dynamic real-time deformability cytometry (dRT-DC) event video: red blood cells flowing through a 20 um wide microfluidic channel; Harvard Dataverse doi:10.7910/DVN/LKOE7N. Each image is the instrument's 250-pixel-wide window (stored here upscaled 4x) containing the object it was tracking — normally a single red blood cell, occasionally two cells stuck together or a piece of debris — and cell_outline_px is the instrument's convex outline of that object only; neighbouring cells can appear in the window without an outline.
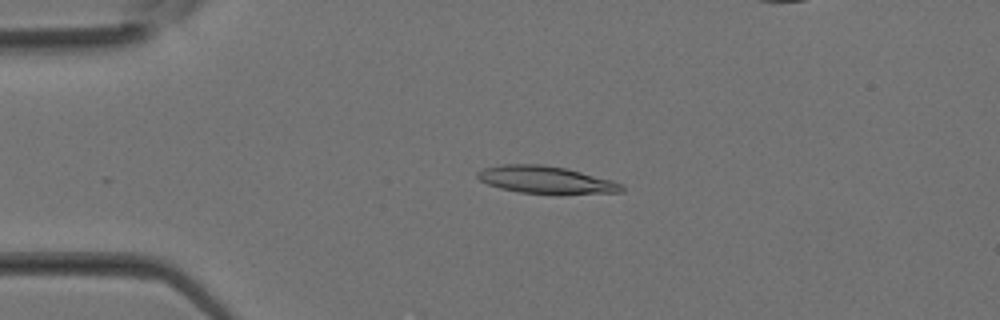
{"species": "Egyptian fruit bat (a non-hibernating species)", "species_latin": "Rousettus aegyptiacus", "temperature_condition": "room temperature", "stored_images_in_passage": 26, "camera_frame_rate_fps": 3000, "um_per_image_px": 0.085, "animal": {"sex": "female"}, "frame": {"image": 1, "passage_image": 7, "time_ms": 2.0, "image_size_px": [1000, 320], "cell_outline_px": [[624, 192], [520, 192], [500, 188], [488, 184], [480, 180], [476, 176], [476, 172], [484, 168], [504, 164], [540, 164], [564, 168], [612, 180], [624, 184]], "centroid_in_image_um": [46.34, 15.25], "position_along_channel_um": 38.7, "area_um2": 22.14}}
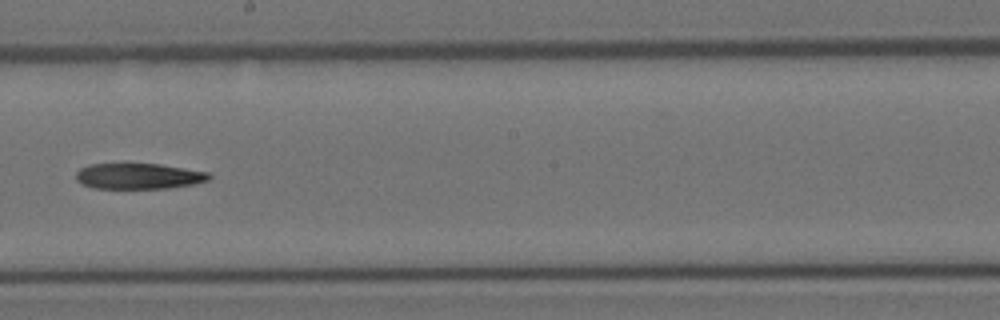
{"frame": {"image": 2, "passage_image": 18, "time_ms": 5.667, "image_size_px": [1000, 320], "cell_outline_px": [[212, 176], [208, 180], [192, 184], [168, 188], [92, 188], [80, 184], [76, 180], [76, 172], [80, 168], [88, 164], [160, 164], [208, 172]], "centroid_in_image_um": [11.74, 14.97], "position_along_channel_um": 236.5, "area_um2": 19.94}}
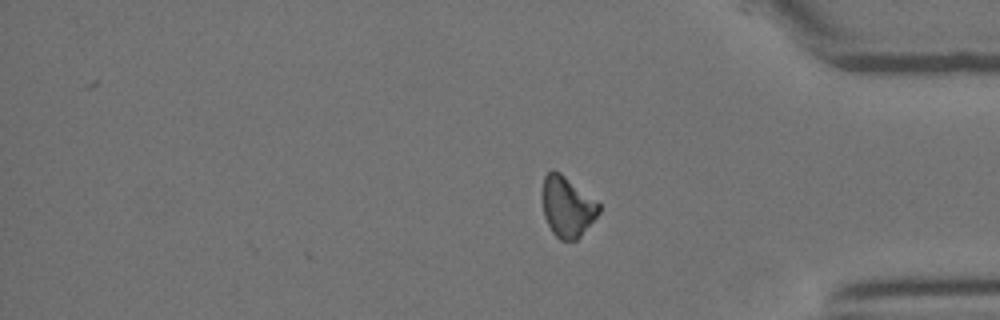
{"frame": {"image": 3, "passage_image": 26, "time_ms": 8.333, "image_size_px": [1000, 320], "cell_outline_px": [[600, 212], [580, 236], [576, 240], [560, 240], [552, 232], [544, 216], [544, 176], [552, 168], [560, 172], [600, 204]], "centroid_in_image_um": [48.23, 17.57], "position_along_channel_um": 387.0, "area_um2": 19.48}}